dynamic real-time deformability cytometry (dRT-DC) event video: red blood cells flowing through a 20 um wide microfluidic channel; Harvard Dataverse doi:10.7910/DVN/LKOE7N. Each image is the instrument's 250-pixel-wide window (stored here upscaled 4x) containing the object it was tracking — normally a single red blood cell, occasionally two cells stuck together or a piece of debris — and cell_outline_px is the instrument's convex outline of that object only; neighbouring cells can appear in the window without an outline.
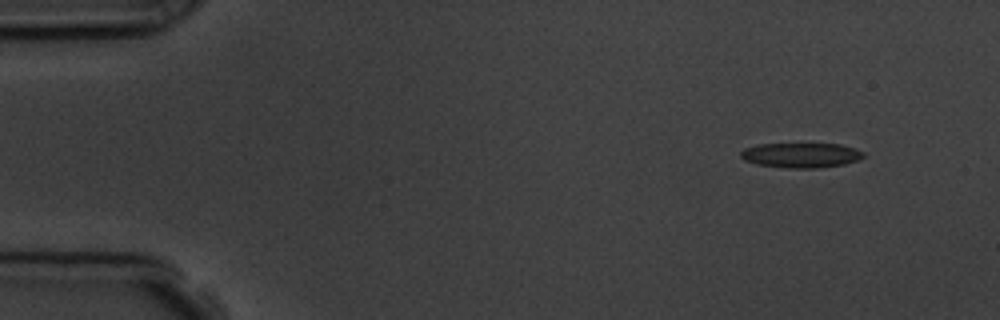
{"species": "common noctule bat (a hibernating species)", "species_latin": "Nyctalus noctula", "temperature_condition": "room temperature", "stored_images_in_passage": 7, "camera_frame_rate_fps": 3000, "um_per_image_px": 0.085, "animal": {"sex": "male", "body_mass_g": 19.5, "forearm_length_mm": 54.6}, "frame": {"image": 1, "passage_image": 2, "time_ms": 1.333, "image_size_px": [1000, 320], "cell_outline_px": [[864, 156], [860, 160], [844, 164], [820, 168], [788, 168], [756, 164], [744, 160], [740, 156], [740, 152], [744, 148], [760, 144], [840, 144], [856, 148], [864, 152]], "centroid_in_image_um": [68.11, 13.19], "position_along_channel_um": 16.9, "area_um2": 17.92}}
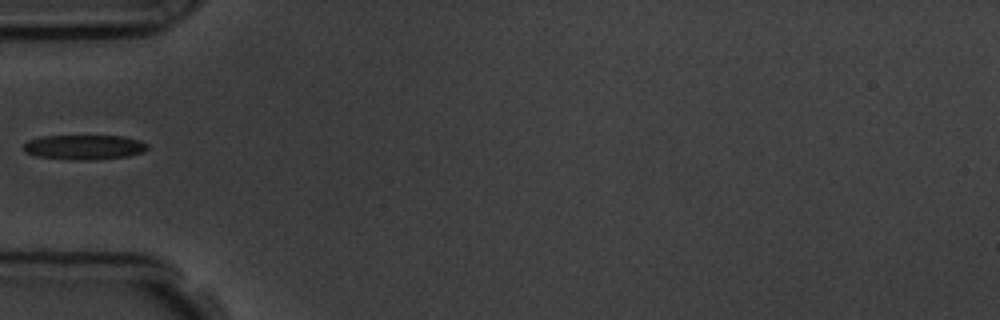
{"frame": {"image": 2, "passage_image": 5, "time_ms": 5.667, "image_size_px": [1000, 320], "cell_outline_px": [[148, 148], [144, 152], [128, 156], [92, 160], [68, 160], [36, 156], [24, 152], [24, 144], [28, 140], [40, 136], [124, 136], [140, 140], [148, 144]], "centroid_in_image_um": [7.16, 12.51], "position_along_channel_um": 77.8, "area_um2": 18.09}}
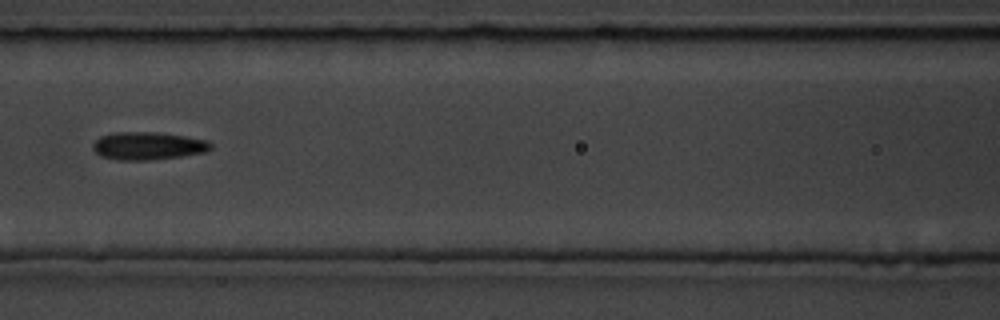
{"frame": {"image": 3, "passage_image": 7, "time_ms": 7.667, "image_size_px": [1000, 320], "cell_outline_px": [[212, 148], [204, 152], [180, 156], [148, 160], [116, 160], [100, 156], [92, 148], [92, 144], [100, 136], [112, 132], [160, 132], [208, 140], [212, 144]], "centroid_in_image_um": [12.55, 12.39], "position_along_channel_um": 154.1, "area_um2": 19.19}}